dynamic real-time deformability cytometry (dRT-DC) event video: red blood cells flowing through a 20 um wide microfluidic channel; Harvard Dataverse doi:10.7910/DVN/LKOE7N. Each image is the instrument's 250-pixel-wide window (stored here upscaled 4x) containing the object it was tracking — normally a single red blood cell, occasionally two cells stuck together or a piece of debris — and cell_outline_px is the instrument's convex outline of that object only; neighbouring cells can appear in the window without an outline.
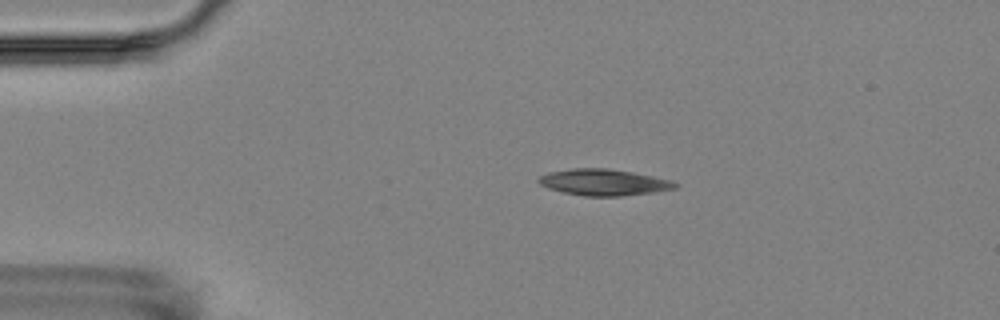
{"species": "Egyptian fruit bat (a non-hibernating species)", "species_latin": "Rousettus aegyptiacus", "temperature_condition": "room temperature", "stored_images_in_passage": 5, "camera_frame_rate_fps": 3000, "um_per_image_px": 0.085, "animal": {"sex": "female"}, "frame": {"image": 1, "passage_image": 3, "time_ms": 3.0, "image_size_px": [1000, 320], "cell_outline_px": [[680, 184], [676, 188], [652, 192], [620, 196], [584, 196], [564, 192], [548, 188], [540, 184], [536, 180], [540, 176], [548, 172], [572, 168], [608, 168], [632, 172], [672, 180]], "centroid_in_image_um": [51.31, 15.49], "position_along_channel_um": 33.7, "area_um2": 20.92}}
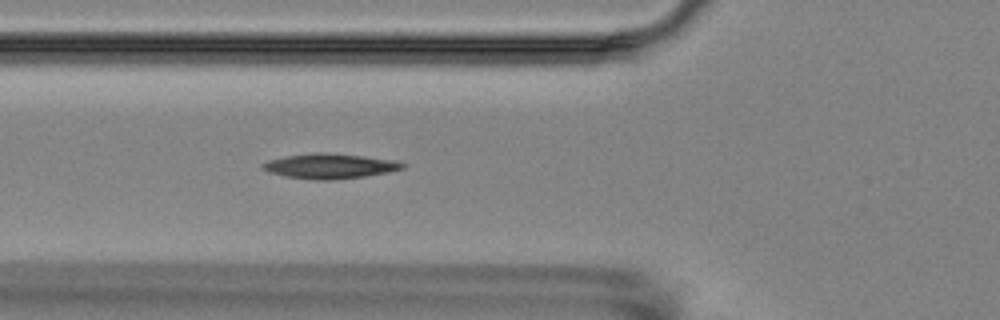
{"frame": {"image": 2, "passage_image": 5, "time_ms": 6.0, "image_size_px": [1000, 320], "cell_outline_px": [[404, 168], [388, 172], [364, 176], [332, 180], [316, 180], [284, 176], [268, 172], [260, 168], [260, 164], [268, 160], [288, 156], [320, 152], [324, 152], [396, 160], [404, 164]], "centroid_in_image_um": [27.99, 14.12], "position_along_channel_um": 97.8, "area_um2": 20.17}}